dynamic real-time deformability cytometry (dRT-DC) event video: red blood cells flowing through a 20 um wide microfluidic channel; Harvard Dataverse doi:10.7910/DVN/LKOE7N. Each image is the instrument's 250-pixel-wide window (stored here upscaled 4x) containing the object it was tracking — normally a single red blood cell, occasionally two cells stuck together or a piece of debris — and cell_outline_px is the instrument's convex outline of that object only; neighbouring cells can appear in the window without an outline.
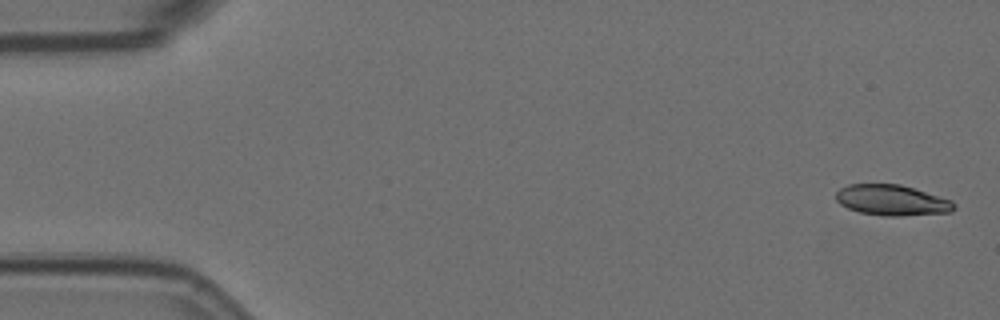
{"species": "Egyptian fruit bat (a non-hibernating species)", "species_latin": "Rousettus aegyptiacus", "temperature_condition": "room temperature", "stored_images_in_passage": 4, "camera_frame_rate_fps": 3000, "um_per_image_px": 0.085, "animal": {"sex": "female"}, "frame": {"image": 1, "passage_image": 1, "time_ms": 0.0, "image_size_px": [1000, 320], "cell_outline_px": [[956, 208], [952, 212], [900, 216], [884, 216], [860, 212], [848, 208], [840, 204], [836, 200], [836, 192], [840, 188], [848, 184], [900, 184], [952, 200], [956, 204]], "centroid_in_image_um": [75.82, 17.02], "position_along_channel_um": 9.2, "area_um2": 21.15}}
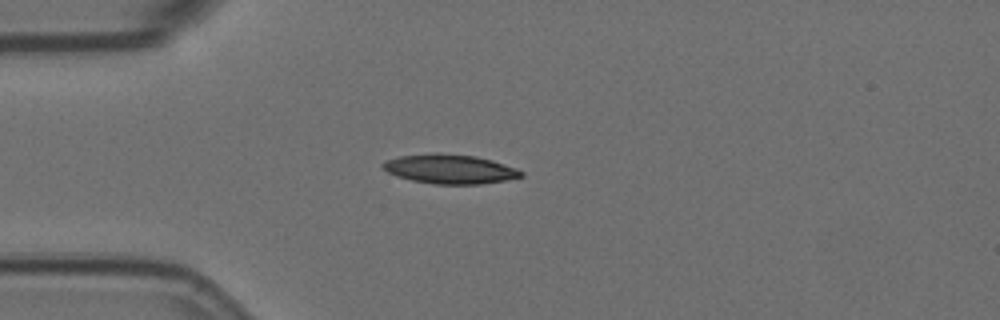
{"frame": {"image": 2, "passage_image": 4, "time_ms": 1.0, "image_size_px": [1000, 320], "cell_outline_px": [[524, 176], [504, 180], [480, 184], [432, 184], [412, 180], [396, 176], [380, 168], [380, 164], [384, 160], [400, 156], [432, 152], [440, 152], [476, 156], [492, 160], [516, 168], [524, 172]], "centroid_in_image_um": [38.19, 14.35], "position_along_channel_um": 46.8, "area_um2": 23.93}}